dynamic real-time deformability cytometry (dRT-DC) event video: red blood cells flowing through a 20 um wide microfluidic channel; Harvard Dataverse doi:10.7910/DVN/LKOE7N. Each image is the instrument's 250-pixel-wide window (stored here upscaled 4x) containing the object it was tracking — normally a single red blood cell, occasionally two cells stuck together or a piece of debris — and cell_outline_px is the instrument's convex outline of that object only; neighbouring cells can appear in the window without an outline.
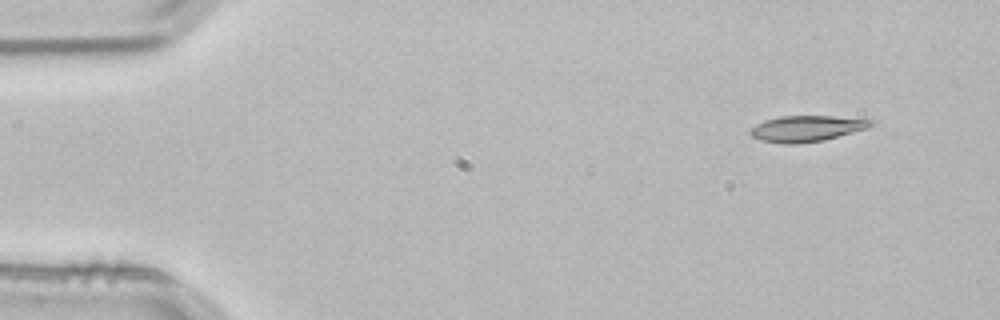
{"species": "common noctule bat (a hibernating species)", "species_latin": "Nyctalus noctula", "temperature_condition": "room temperature", "stored_images_in_passage": 3, "segment_of_instrument_passage": [2, 2], "camera_frame_rate_fps": 3000, "um_per_image_px": 0.085, "animal": {"sex": "male", "body_mass_g": 21.5, "forearm_length_mm": 52.0}, "frame": {"image": 1, "passage_image": 3, "time_ms": 0.667, "image_size_px": [1000, 320], "cell_outline_px": [[872, 124], [868, 128], [824, 140], [800, 144], [784, 144], [760, 140], [752, 136], [748, 132], [756, 124], [764, 120], [780, 116], [832, 116], [872, 120]], "centroid_in_image_um": [68.52, 10.93], "position_along_channel_um": 16.5, "area_um2": 18.21}}